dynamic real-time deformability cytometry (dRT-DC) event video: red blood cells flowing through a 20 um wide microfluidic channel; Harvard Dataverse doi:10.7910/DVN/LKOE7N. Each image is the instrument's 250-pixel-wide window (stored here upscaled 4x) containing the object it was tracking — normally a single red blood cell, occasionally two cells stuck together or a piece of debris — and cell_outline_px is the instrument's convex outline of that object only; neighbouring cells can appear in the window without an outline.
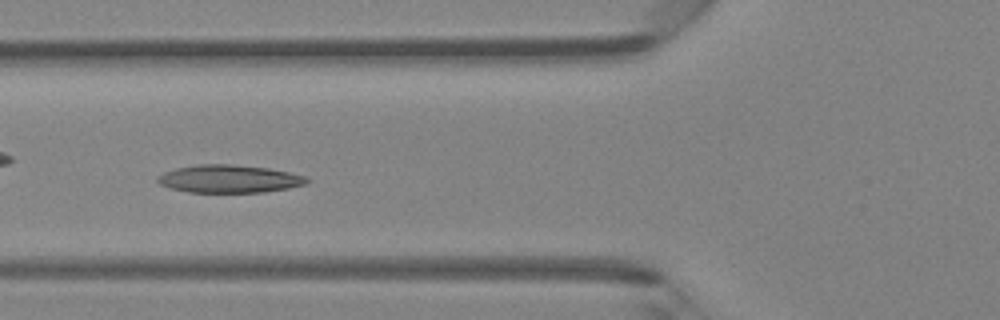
{"species": "Egyptian fruit bat (a non-hibernating species)", "species_latin": "Rousettus aegyptiacus", "temperature_condition": "room temperature", "stored_images_in_passage": 44, "camera_frame_rate_fps": 3000, "um_per_image_px": 0.085, "animal": {"sex": "female"}, "frame": {"image": 1, "passage_image": 15, "time_ms": 4.667, "image_size_px": [1000, 320], "cell_outline_px": [[312, 180], [308, 184], [288, 188], [264, 192], [188, 192], [172, 188], [160, 184], [156, 180], [164, 172], [176, 168], [196, 164], [232, 164], [268, 168], [308, 176]], "centroid_in_image_um": [19.55, 15.2], "position_along_channel_um": 106.3, "area_um2": 24.28}}
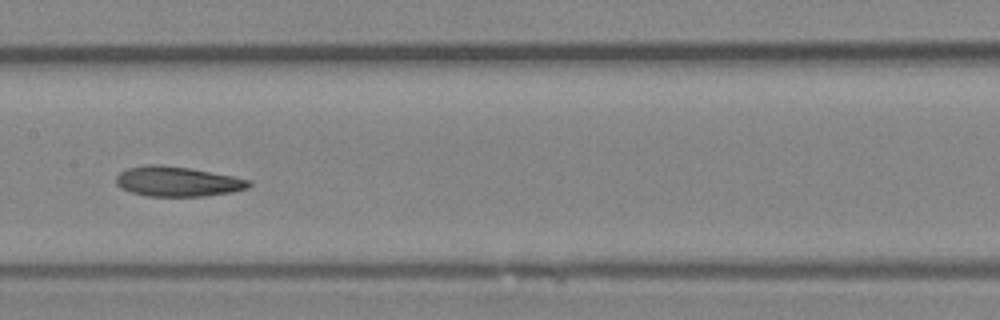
{"frame": {"image": 2, "passage_image": 21, "time_ms": 6.667, "image_size_px": [1000, 320], "cell_outline_px": [[252, 184], [248, 188], [232, 192], [204, 196], [148, 196], [132, 192], [120, 188], [116, 184], [116, 176], [120, 172], [128, 168], [148, 164], [160, 164], [188, 168], [232, 176], [252, 180]], "centroid_in_image_um": [15.08, 15.43], "position_along_channel_um": 192.3, "area_um2": 23.12}}
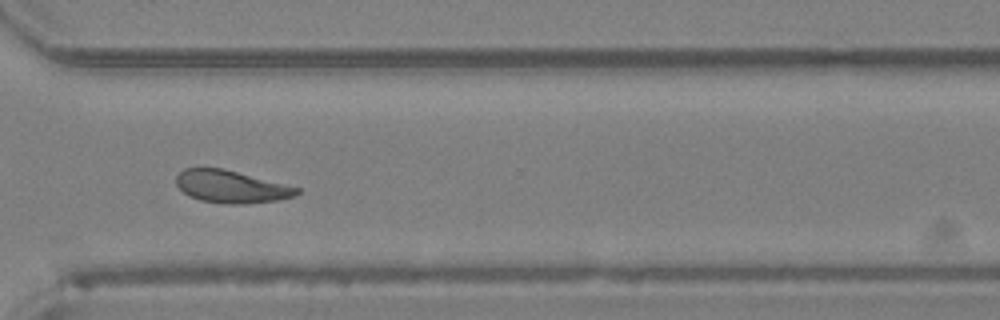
{"frame": {"image": 3, "passage_image": 32, "time_ms": 10.333, "image_size_px": [1000, 320], "cell_outline_px": [[300, 192], [296, 196], [276, 200], [244, 204], [224, 204], [200, 200], [188, 196], [176, 184], [176, 176], [184, 168], [224, 168], [300, 188]], "centroid_in_image_um": [19.64, 15.87], "position_along_channel_um": 351.0, "area_um2": 22.83}, "authors_computed_cell_mechanics": {"area_um2": 24.0448, "velocity_mm_per_s": 4.322, "shape_relaxation_time_tau1_ms": 4.0615, "shape_relaxation_time_tau2_ms": 3.272, "deformation_change_tau1": 0.1258, "deformation_change_tau2": 0.0966}}